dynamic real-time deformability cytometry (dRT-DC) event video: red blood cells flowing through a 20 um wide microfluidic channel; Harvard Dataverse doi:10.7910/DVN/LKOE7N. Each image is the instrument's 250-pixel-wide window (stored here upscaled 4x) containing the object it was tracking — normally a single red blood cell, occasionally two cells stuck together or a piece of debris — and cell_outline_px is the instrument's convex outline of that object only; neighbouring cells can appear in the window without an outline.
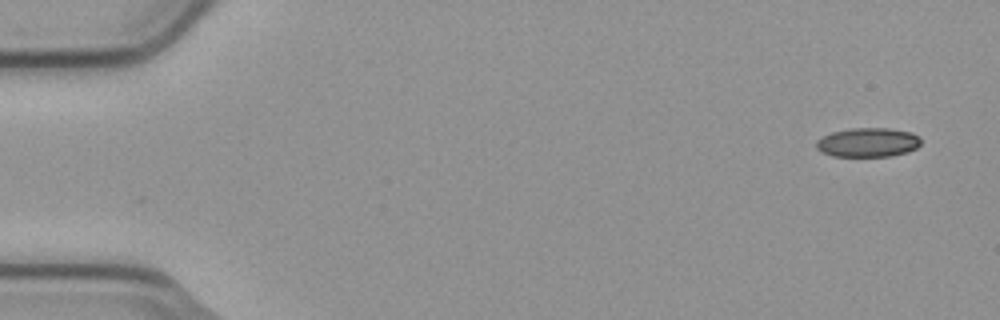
{"species": "common noctule bat (a hibernating species)", "species_latin": "Nyctalus noctula", "temperature_condition": "cold", "stored_images_in_passage": 5, "camera_frame_rate_fps": 3000, "um_per_image_px": 0.085, "animal": {"sex": "male", "body_mass_g": 23.1, "forearm_length_mm": 52.7}, "frame": {"image": 1, "passage_image": 1, "time_ms": 0.0, "image_size_px": [1000, 320], "cell_outline_px": [[920, 144], [916, 148], [908, 152], [892, 156], [832, 156], [820, 152], [816, 148], [816, 140], [832, 132], [852, 128], [888, 128], [912, 132], [920, 136]], "centroid_in_image_um": [73.78, 12.11], "position_along_channel_um": 11.2, "area_um2": 17.92}}
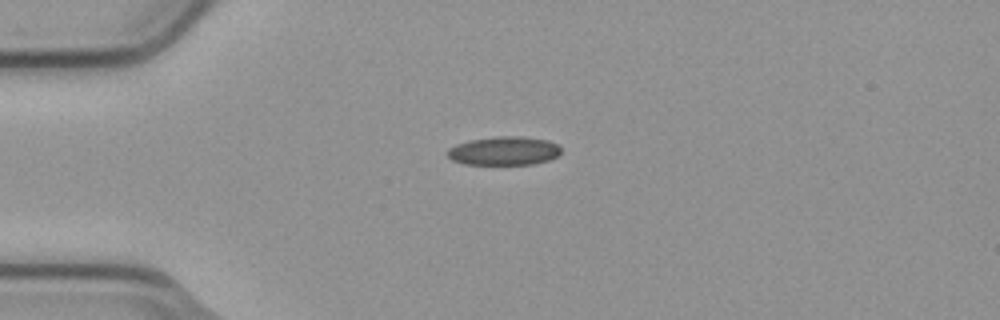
{"frame": {"image": 2, "passage_image": 4, "time_ms": 1.0, "image_size_px": [1000, 320], "cell_outline_px": [[560, 152], [556, 156], [548, 160], [532, 164], [464, 164], [452, 160], [444, 152], [448, 148], [456, 144], [472, 140], [500, 136], [524, 136], [548, 140], [556, 144], [560, 148]], "centroid_in_image_um": [42.81, 12.82], "position_along_channel_um": 42.2, "area_um2": 18.9}}